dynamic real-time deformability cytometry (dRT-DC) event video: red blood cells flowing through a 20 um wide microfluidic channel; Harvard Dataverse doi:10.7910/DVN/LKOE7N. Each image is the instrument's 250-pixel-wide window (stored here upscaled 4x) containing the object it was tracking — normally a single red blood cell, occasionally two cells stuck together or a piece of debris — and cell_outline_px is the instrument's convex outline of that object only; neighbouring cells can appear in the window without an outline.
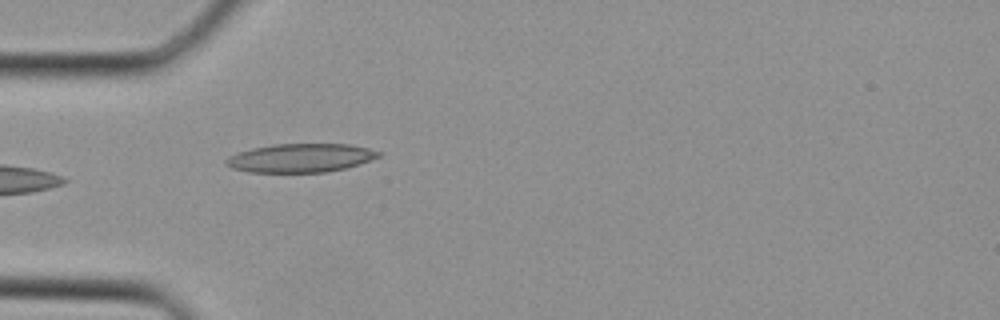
{"species": "Egyptian fruit bat (a non-hibernating species)", "species_latin": "Rousettus aegyptiacus", "temperature_condition": "cold", "stored_images_in_passage": 17, "camera_frame_rate_fps": 3000, "um_per_image_px": 0.085, "animal": {"sex": "female"}, "frame": {"image": 1, "passage_image": 1, "time_ms": 0.0, "image_size_px": [1000, 320], "cell_outline_px": [[380, 156], [344, 168], [324, 172], [248, 172], [232, 168], [224, 164], [224, 160], [228, 156], [252, 148], [272, 144], [352, 144], [368, 148], [380, 152]], "centroid_in_image_um": [25.49, 13.42], "position_along_channel_um": 59.5, "area_um2": 25.26}}